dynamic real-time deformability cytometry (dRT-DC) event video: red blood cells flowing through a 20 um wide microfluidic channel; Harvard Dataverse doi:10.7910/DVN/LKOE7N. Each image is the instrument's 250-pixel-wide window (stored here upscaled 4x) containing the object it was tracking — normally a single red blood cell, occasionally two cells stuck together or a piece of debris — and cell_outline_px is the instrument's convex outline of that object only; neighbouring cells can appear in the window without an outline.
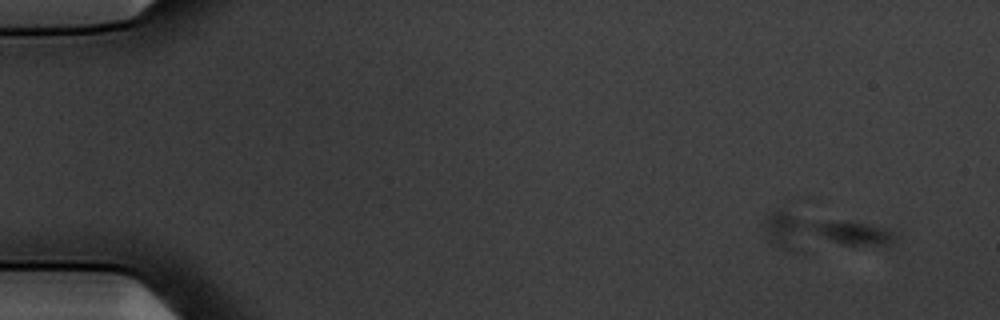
{"species": "common noctule bat (a hibernating species)", "species_latin": "Nyctalus noctula", "temperature_condition": "warm", "stored_images_in_passage": 6, "camera_frame_rate_fps": 3000, "um_per_image_px": 0.085, "animal": {"sex": "male", "body_mass_g": 20.1, "forearm_length_mm": 53.5}, "frame": {"image": 1, "passage_image": 1, "time_ms": 0.0, "image_size_px": [1000, 320], "cell_outline_px": [[900, 236], [888, 248], [804, 252], [796, 252], [776, 248], [764, 236], [764, 220], [768, 212], [776, 208], [780, 208], [872, 224], [888, 228], [900, 232]], "centroid_in_image_um": [69.97, 19.78], "position_along_channel_um": 15.0, "area_um2": 30.35}}